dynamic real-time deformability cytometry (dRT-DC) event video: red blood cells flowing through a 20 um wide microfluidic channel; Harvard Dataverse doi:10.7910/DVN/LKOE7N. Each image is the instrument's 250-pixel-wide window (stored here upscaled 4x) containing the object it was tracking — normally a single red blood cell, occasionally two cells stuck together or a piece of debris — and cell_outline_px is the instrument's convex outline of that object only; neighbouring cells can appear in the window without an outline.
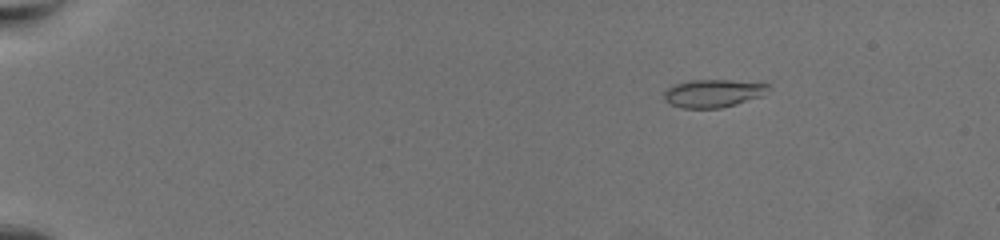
{"species": "common noctule bat (a hibernating species)", "species_latin": "Nyctalus noctula", "temperature_condition": "warm", "stored_images_in_passage": 55, "camera_frame_rate_fps": 3000, "um_per_image_px": 0.085, "animal": {"sex": "female", "body_mass_g": 19.5, "forearm_length_mm": 54.1}, "frame": {"image": 1, "passage_image": 1, "time_ms": 0.0, "image_size_px": [1000, 240], "cell_outline_px": [[768, 88], [760, 96], [736, 104], [720, 108], [684, 108], [672, 104], [664, 100], [664, 92], [668, 88], [676, 84], [692, 80], [728, 80], [768, 84]], "centroid_in_image_um": [60.57, 7.93], "position_along_channel_um": 24.4, "area_um2": 16.53}}
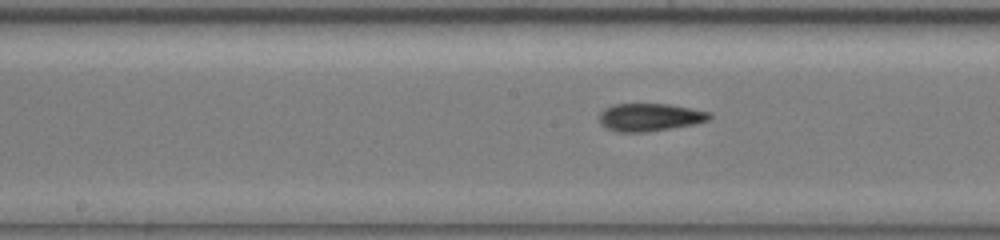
{"frame": {"image": 2, "passage_image": 27, "time_ms": 8.667, "image_size_px": [1000, 240], "cell_outline_px": [[712, 116], [708, 120], [692, 124], [644, 132], [616, 132], [600, 124], [600, 112], [604, 108], [616, 104], [668, 104], [712, 112]], "centroid_in_image_um": [55.22, 9.95], "position_along_channel_um": 193.0, "area_um2": 17.63}}
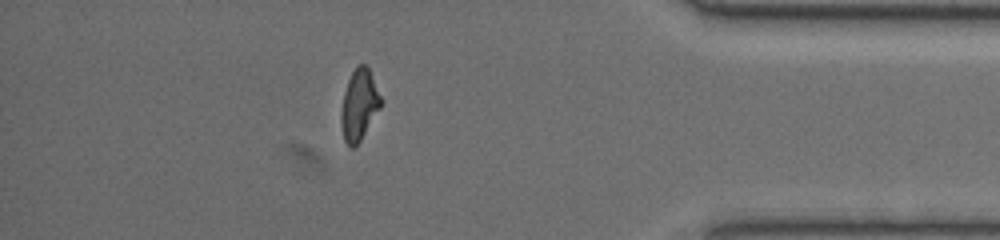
{"frame": {"image": 3, "passage_image": 48, "time_ms": 15.667, "image_size_px": [1000, 240], "cell_outline_px": [[384, 100], [380, 108], [360, 140], [352, 148], [344, 140], [340, 124], [340, 116], [344, 92], [348, 80], [356, 64], [364, 64], [368, 68]], "centroid_in_image_um": [30.53, 8.88], "position_along_channel_um": 404.7, "area_um2": 16.42}, "authors_computed_cell_mechanics": {"area_um2": 16.9932, "velocity_mm_per_s": 3.4161, "shape_relaxation_time_tau1_ms": 5.5727, "shape_relaxation_time_tau2_ms": 1.812, "deformation_change_tau1": 0.1957, "deformation_change_tau2": 0.0841}}